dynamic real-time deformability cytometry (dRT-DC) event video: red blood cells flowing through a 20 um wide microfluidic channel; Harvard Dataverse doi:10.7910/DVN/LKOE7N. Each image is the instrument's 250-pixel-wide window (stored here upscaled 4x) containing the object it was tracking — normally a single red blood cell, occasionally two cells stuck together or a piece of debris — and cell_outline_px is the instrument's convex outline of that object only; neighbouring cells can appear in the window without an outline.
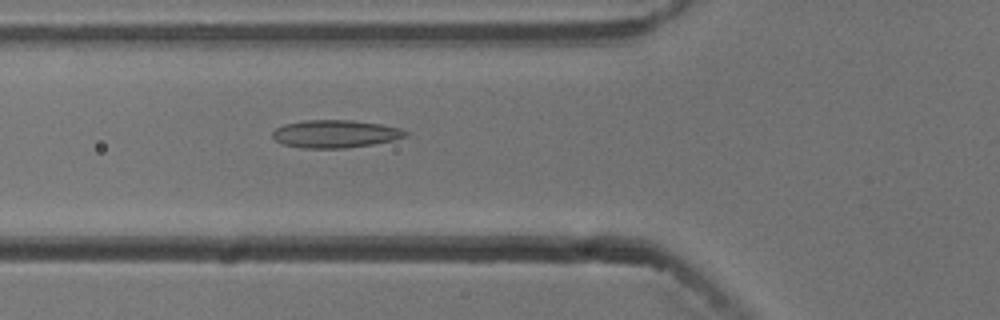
{"species": "common noctule bat (a hibernating species)", "species_latin": "Nyctalus noctula", "temperature_condition": "cold", "stored_images_in_passage": 53, "camera_frame_rate_fps": 3000, "um_per_image_px": 0.085, "animal": {"sex": "male", "body_mass_g": 13.3}, "frame": {"image": 1, "passage_image": 18, "time_ms": 5.667, "image_size_px": [1000, 320], "cell_outline_px": [[408, 136], [396, 140], [348, 148], [300, 148], [284, 144], [276, 140], [272, 136], [272, 132], [276, 128], [284, 124], [304, 120], [352, 120], [380, 124], [400, 128], [408, 132]], "centroid_in_image_um": [28.52, 11.38], "position_along_channel_um": 97.3, "area_um2": 21.62}}
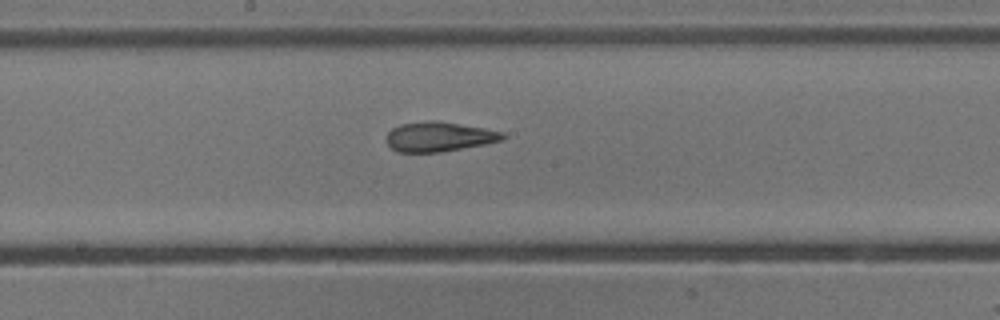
{"frame": {"image": 2, "passage_image": 27, "time_ms": 8.667, "image_size_px": [1000, 320], "cell_outline_px": [[508, 136], [504, 140], [484, 144], [440, 152], [396, 152], [388, 144], [388, 132], [392, 128], [400, 124], [428, 120], [436, 120], [484, 128], [504, 132]], "centroid_in_image_um": [37.35, 11.61], "position_along_channel_um": 210.9, "area_um2": 20.11}}
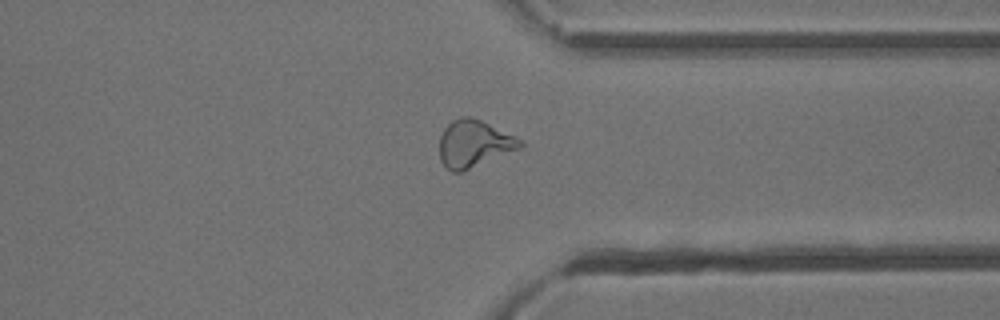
{"frame": {"image": 3, "passage_image": 40, "time_ms": 13.0, "image_size_px": [1000, 320], "cell_outline_px": [[524, 144], [520, 148], [464, 172], [452, 172], [440, 160], [440, 136], [444, 128], [452, 120], [460, 116], [468, 116], [480, 120], [516, 136], [524, 140]], "centroid_in_image_um": [40.3, 12.22], "position_along_channel_um": 371.1, "area_um2": 22.25}, "authors_computed_cell_mechanics": {"area_um2": 21.6172, "velocity_mm_per_s": 3.7635, "shape_relaxation_time_tau1_ms": 8.0579, "shape_relaxation_time_tau2_ms": 2.3765, "deformation_change_tau1": 0.2182, "deformation_change_tau2": 0.1089}}